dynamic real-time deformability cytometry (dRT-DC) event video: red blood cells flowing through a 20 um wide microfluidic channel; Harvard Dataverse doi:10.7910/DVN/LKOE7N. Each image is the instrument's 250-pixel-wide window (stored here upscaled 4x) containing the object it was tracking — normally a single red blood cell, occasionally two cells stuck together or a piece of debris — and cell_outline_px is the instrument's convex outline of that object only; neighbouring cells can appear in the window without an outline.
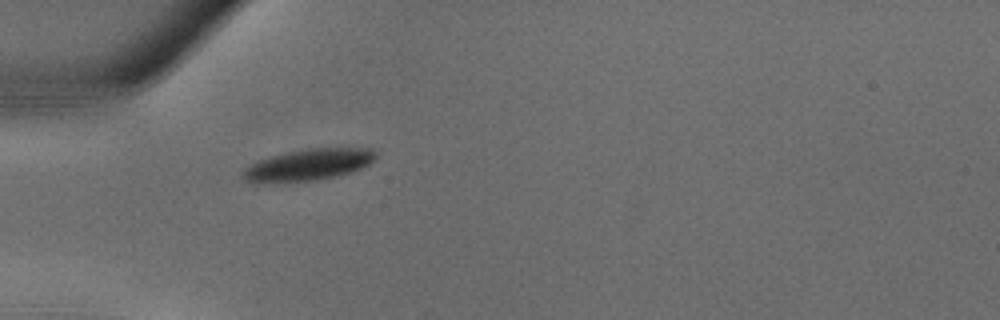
{"species": "common noctule bat (a hibernating species)", "species_latin": "Nyctalus noctula", "temperature_condition": "warm", "stored_images_in_passage": 24, "camera_frame_rate_fps": 3000, "um_per_image_px": 0.085, "animal": {"sex": "male", "body_mass_g": 18.8}, "frame": {"image": 1, "passage_image": 1, "time_ms": 0.0, "image_size_px": [1000, 320], "cell_outline_px": [[376, 156], [368, 164], [360, 168], [336, 176], [316, 180], [276, 184], [252, 184], [244, 180], [240, 176], [244, 168], [260, 160], [272, 156], [288, 152], [308, 148], [372, 148], [376, 152]], "centroid_in_image_um": [26.11, 14.04], "position_along_channel_um": 58.9, "area_um2": 24.68}}
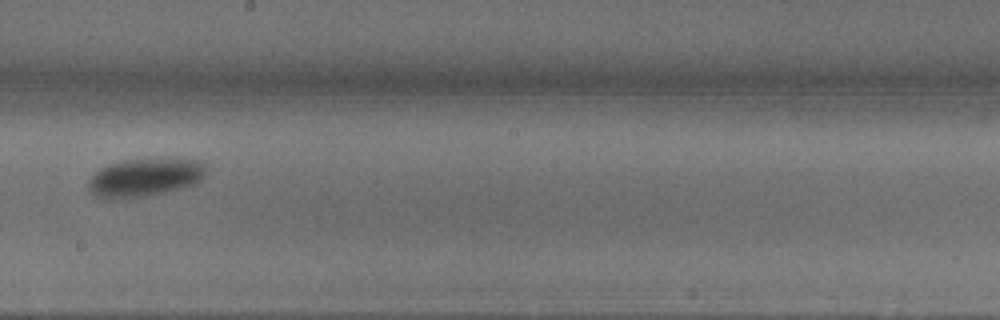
{"frame": {"image": 2, "passage_image": 11, "time_ms": 3.333, "image_size_px": [1000, 320], "cell_outline_px": [[204, 176], [196, 184], [164, 192], [144, 196], [112, 200], [104, 200], [96, 196], [88, 188], [88, 180], [100, 168], [108, 164], [124, 160], [196, 160], [204, 164]], "centroid_in_image_um": [12.23, 15.12], "position_along_channel_um": 236.0, "area_um2": 25.78}}
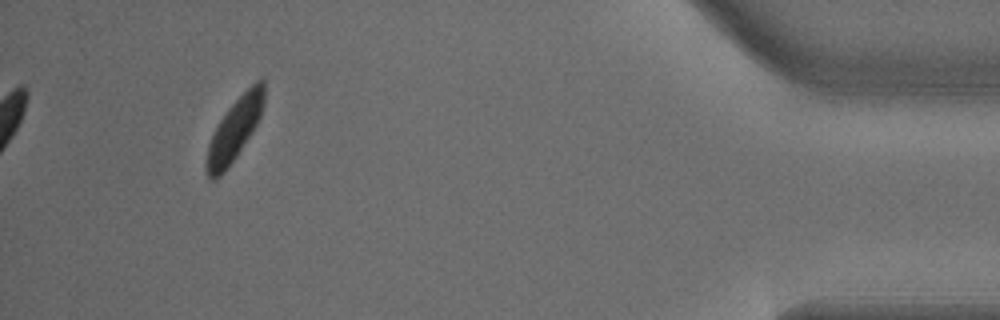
{"frame": {"image": 3, "passage_image": 24, "time_ms": 7.667, "image_size_px": [1000, 320], "cell_outline_px": [[264, 104], [260, 116], [252, 132], [236, 156], [224, 172], [216, 180], [208, 180], [208, 144], [220, 120], [228, 108], [256, 80], [264, 80]], "centroid_in_image_um": [19.96, 10.99], "position_along_channel_um": 415.2, "area_um2": 20.11}}